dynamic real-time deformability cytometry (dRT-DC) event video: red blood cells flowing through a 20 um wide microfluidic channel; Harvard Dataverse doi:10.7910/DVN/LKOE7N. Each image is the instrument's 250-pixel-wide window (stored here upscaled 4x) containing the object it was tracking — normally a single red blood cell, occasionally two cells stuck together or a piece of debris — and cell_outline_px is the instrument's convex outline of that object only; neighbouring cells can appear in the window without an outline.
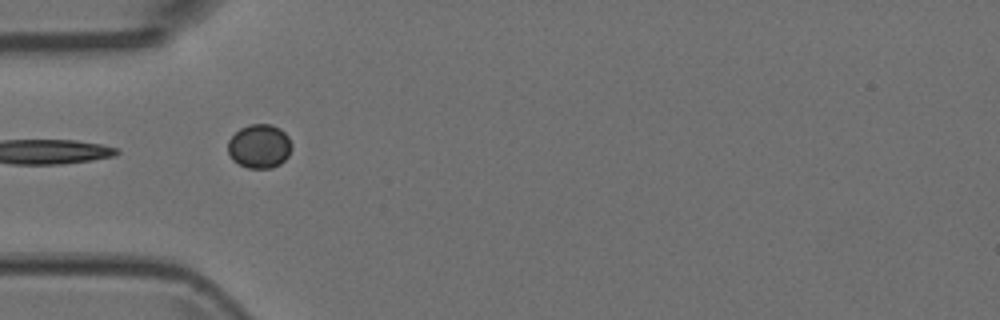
{"species": "Egyptian fruit bat (a non-hibernating species)", "species_latin": "Rousettus aegyptiacus", "temperature_condition": "room temperature", "stored_images_in_passage": 7, "segment_of_instrument_passage": [2, 2], "camera_frame_rate_fps": 3000, "um_per_image_px": 0.085, "animal": {"sex": "female"}, "frame": {"image": 1, "passage_image": 5, "time_ms": 1.333, "image_size_px": [1000, 320], "cell_outline_px": [[292, 148], [288, 156], [280, 164], [272, 168], [248, 168], [232, 160], [228, 152], [228, 140], [240, 128], [252, 124], [272, 124], [280, 128], [288, 136], [292, 144]], "centroid_in_image_um": [22.06, 12.43], "position_along_channel_um": 62.9, "area_um2": 16.42}}
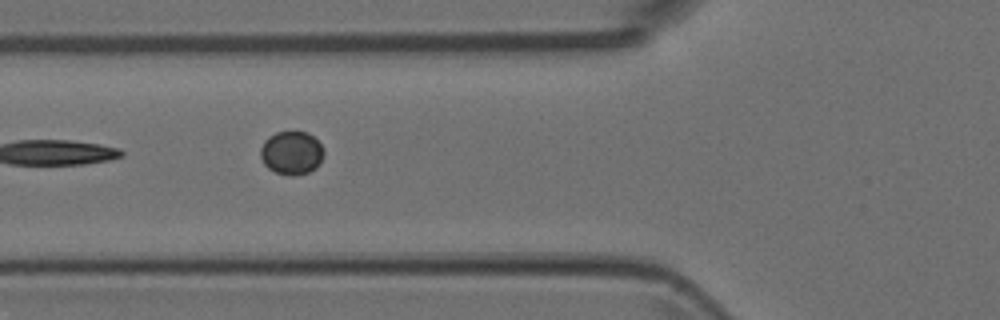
{"frame": {"image": 2, "passage_image": 6, "time_ms": 1.667, "image_size_px": [1000, 320], "cell_outline_px": [[324, 156], [320, 164], [316, 168], [308, 172], [292, 176], [276, 172], [268, 168], [264, 164], [260, 156], [260, 148], [264, 140], [268, 136], [276, 132], [308, 132], [324, 148]], "centroid_in_image_um": [24.78, 12.99], "position_along_channel_um": 101.0, "area_um2": 16.13}}
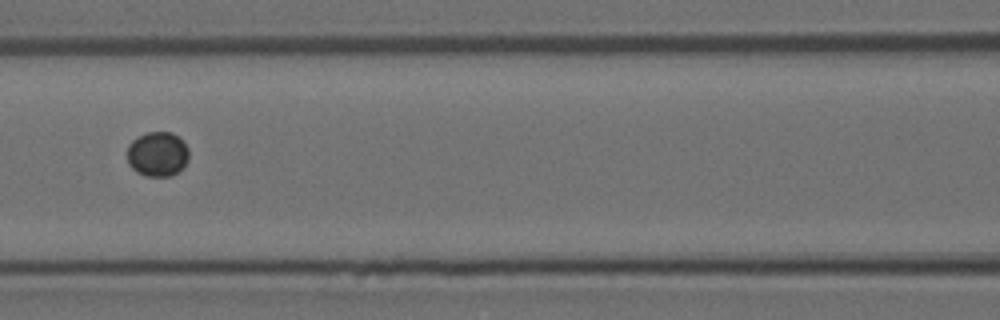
{"frame": {"image": 3, "passage_image": 7, "time_ms": 2.0, "image_size_px": [1000, 320], "cell_outline_px": [[188, 160], [172, 176], [144, 176], [136, 172], [128, 164], [128, 144], [132, 140], [148, 132], [172, 132], [188, 148]], "centroid_in_image_um": [13.36, 13.11], "position_along_channel_um": 153.2, "area_um2": 15.9}}